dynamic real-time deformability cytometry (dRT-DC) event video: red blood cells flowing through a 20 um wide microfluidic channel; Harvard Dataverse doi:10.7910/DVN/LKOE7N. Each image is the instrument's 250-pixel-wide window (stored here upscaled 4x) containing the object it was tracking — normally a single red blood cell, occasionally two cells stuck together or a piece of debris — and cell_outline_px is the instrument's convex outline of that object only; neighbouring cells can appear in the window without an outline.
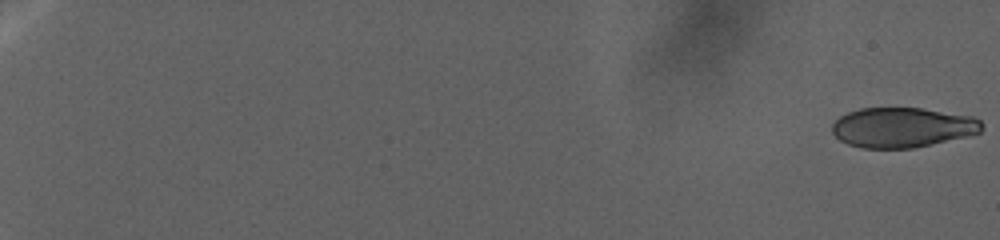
{"species": "human", "species_latin": "Homo sapiens", "temperature_condition": "warm", "stored_images_in_passage": 194, "camera_frame_rate_fps": 3000, "um_per_image_px": 0.085, "donor": {"sex": "female"}, "frame": {"image": 1, "passage_image": 1, "time_ms": 0.0, "image_size_px": [1000, 240], "cell_outline_px": [[984, 128], [980, 132], [968, 136], [912, 148], [864, 148], [848, 144], [840, 140], [832, 132], [832, 124], [840, 116], [848, 112], [860, 108], [920, 108], [972, 116], [980, 120], [984, 124]], "centroid_in_image_um": [76.71, 10.83], "position_along_channel_um": 8.3, "area_um2": 34.8}}
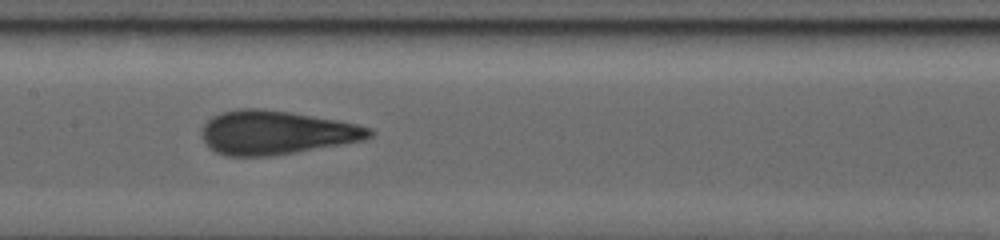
{"frame": {"image": 2, "passage_image": 101, "time_ms": 34.667, "image_size_px": [1000, 240], "cell_outline_px": [[372, 136], [364, 140], [344, 144], [272, 156], [224, 156], [208, 148], [204, 144], [200, 132], [204, 124], [212, 116], [220, 112], [240, 108], [264, 108], [336, 120], [356, 124], [372, 128]], "centroid_in_image_um": [23.42, 11.27], "position_along_channel_um": 184.0, "area_um2": 43.06}}
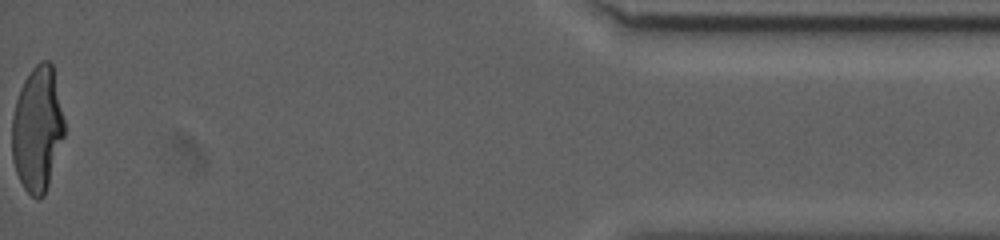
{"frame": {"image": 3, "passage_image": 193, "time_ms": 58.667, "image_size_px": [1000, 240], "cell_outline_px": [[64, 136], [44, 196], [36, 200], [24, 188], [16, 172], [12, 160], [12, 116], [16, 100], [20, 88], [24, 80], [32, 68], [40, 60], [48, 60], [52, 64], [64, 120]], "centroid_in_image_um": [3.16, 10.97], "position_along_channel_um": 432.0, "area_um2": 37.97}}